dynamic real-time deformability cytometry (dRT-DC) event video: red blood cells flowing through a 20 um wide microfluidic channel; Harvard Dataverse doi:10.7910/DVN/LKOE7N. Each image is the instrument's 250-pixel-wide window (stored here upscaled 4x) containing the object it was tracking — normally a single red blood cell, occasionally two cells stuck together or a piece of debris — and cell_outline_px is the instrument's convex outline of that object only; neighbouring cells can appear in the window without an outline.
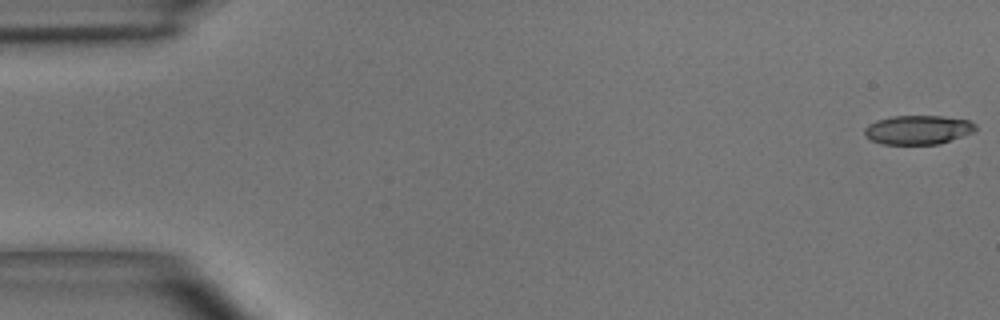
{"species": "common noctule bat (a hibernating species)", "species_latin": "Nyctalus noctula", "temperature_condition": "room temperature", "stored_images_in_passage": 50, "camera_frame_rate_fps": 3000, "um_per_image_px": 0.085, "animal": {"sex": "male", "body_mass_g": 15.6}, "frame": {"image": 1, "passage_image": 1, "time_ms": 0.0, "image_size_px": [1000, 320], "cell_outline_px": [[976, 132], [940, 144], [880, 144], [864, 136], [864, 128], [868, 124], [876, 120], [892, 116], [944, 116], [968, 120], [976, 124]], "centroid_in_image_um": [78.04, 11.03], "position_along_channel_um": 7.0, "area_um2": 19.07}}
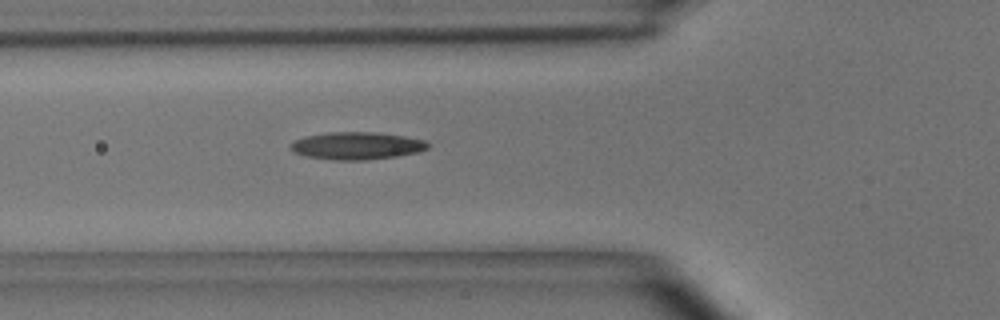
{"frame": {"image": 2, "passage_image": 18, "time_ms": 5.667, "image_size_px": [1000, 320], "cell_outline_px": [[432, 144], [428, 148], [420, 152], [400, 156], [368, 160], [336, 160], [304, 156], [292, 152], [288, 148], [296, 140], [304, 136], [332, 132], [376, 132], [404, 136], [424, 140]], "centroid_in_image_um": [30.36, 12.4], "position_along_channel_um": 95.4, "area_um2": 22.25}}
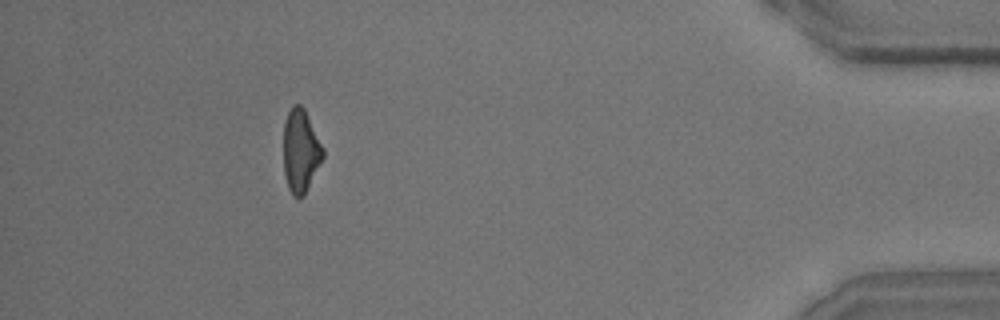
{"frame": {"image": 3, "passage_image": 46, "time_ms": 15.0, "image_size_px": [1000, 320], "cell_outline_px": [[324, 156], [304, 196], [300, 200], [292, 196], [288, 188], [284, 172], [284, 120], [292, 104], [300, 104], [304, 108], [324, 148]], "centroid_in_image_um": [25.55, 12.84], "position_along_channel_um": 409.6, "area_um2": 19.31}, "authors_computed_cell_mechanics": {"area_um2": 20.0855, "velocity_mm_per_s": 3.9649, "shape_relaxation_time_tau1_ms": 5.2272, "shape_relaxation_time_tau2_ms": 4.5708, "deformation_change_tau1": 0.1727, "deformation_change_tau2": 0.1642}}